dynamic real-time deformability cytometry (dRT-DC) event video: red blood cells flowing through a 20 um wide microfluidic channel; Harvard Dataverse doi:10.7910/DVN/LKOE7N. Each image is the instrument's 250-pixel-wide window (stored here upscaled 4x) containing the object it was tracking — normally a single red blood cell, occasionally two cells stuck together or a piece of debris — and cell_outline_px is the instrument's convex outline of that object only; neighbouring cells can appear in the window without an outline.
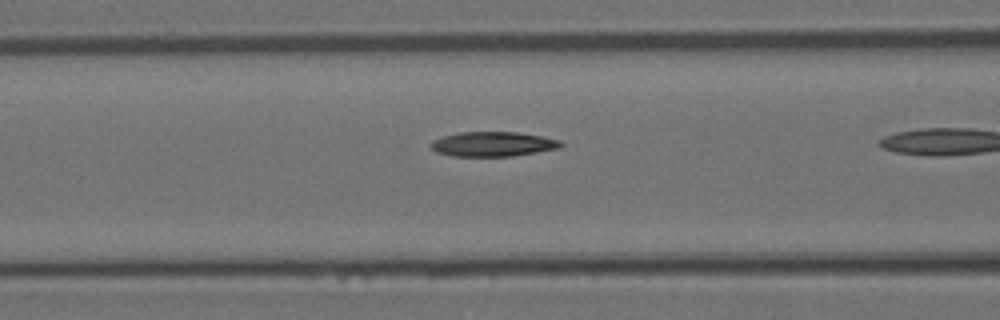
{"species": "Egyptian fruit bat (a non-hibernating species)", "species_latin": "Rousettus aegyptiacus", "temperature_condition": "room temperature", "stored_images_in_passage": 17, "camera_frame_rate_fps": 3000, "um_per_image_px": 0.085, "animal": {"sex": "female"}, "frame": {"image": 1, "passage_image": 15, "time_ms": 4.667, "image_size_px": [1000, 320], "cell_outline_px": [[564, 144], [560, 148], [512, 156], [452, 156], [436, 152], [428, 148], [428, 144], [432, 140], [456, 132], [516, 132], [540, 136], [560, 140]], "centroid_in_image_um": [41.83, 12.25], "position_along_channel_um": 124.8, "area_um2": 18.84}}